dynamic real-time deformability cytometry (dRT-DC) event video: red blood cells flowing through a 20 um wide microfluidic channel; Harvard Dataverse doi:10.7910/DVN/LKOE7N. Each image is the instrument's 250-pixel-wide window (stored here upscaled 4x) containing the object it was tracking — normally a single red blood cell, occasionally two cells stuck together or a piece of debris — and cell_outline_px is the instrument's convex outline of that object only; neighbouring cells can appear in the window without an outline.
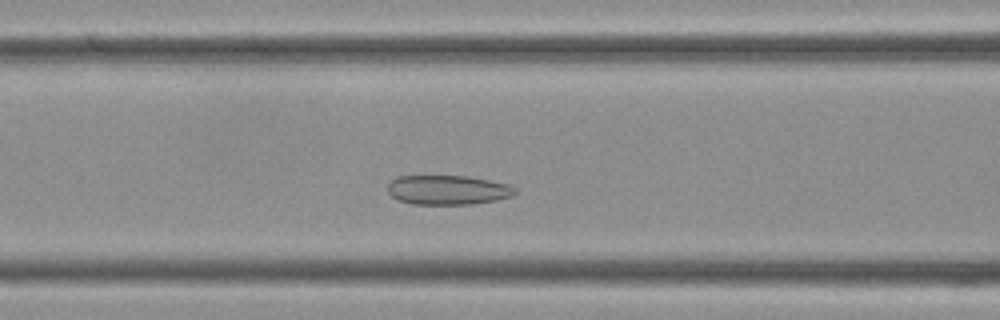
{"species": "Egyptian fruit bat (a non-hibernating species)", "species_latin": "Rousettus aegyptiacus", "temperature_condition": "cold", "stored_images_in_passage": 32, "camera_frame_rate_fps": 3000, "um_per_image_px": 0.085, "frame": {"image": 1, "passage_image": 10, "time_ms": 3.0, "image_size_px": [1000, 320], "cell_outline_px": [[516, 192], [512, 196], [496, 200], [472, 204], [412, 204], [400, 200], [392, 196], [388, 192], [388, 184], [392, 180], [400, 176], [468, 176], [508, 184], [516, 188]], "centroid_in_image_um": [38.08, 16.14], "position_along_channel_um": 128.5, "area_um2": 21.73}}
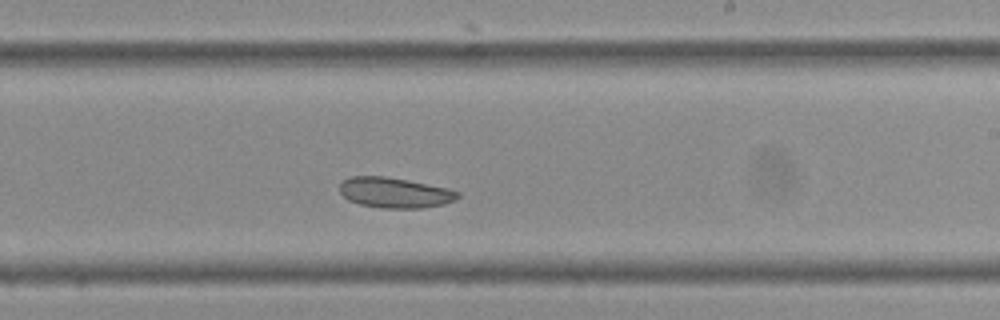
{"frame": {"image": 2, "passage_image": 17, "time_ms": 5.333, "image_size_px": [1000, 320], "cell_outline_px": [[460, 196], [456, 200], [444, 204], [420, 208], [380, 208], [360, 204], [348, 200], [340, 192], [340, 184], [348, 176], [384, 176], [408, 180], [448, 188], [460, 192]], "centroid_in_image_um": [33.56, 16.37], "position_along_channel_um": 255.4, "area_um2": 20.98}}
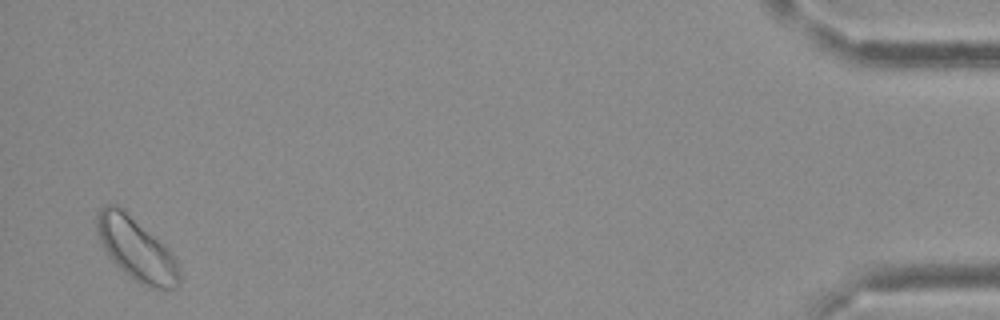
{"frame": {"image": 3, "passage_image": 31, "time_ms": 10.0, "image_size_px": [1000, 320], "cell_outline_px": [[180, 284], [176, 288], [148, 288], [140, 284], [128, 276], [108, 256], [96, 232], [96, 216], [100, 208], [108, 204], [116, 204], [124, 208], [168, 248], [176, 260], [180, 272]], "centroid_in_image_um": [11.58, 21.16], "position_along_channel_um": 423.6, "area_um2": 30.35}}